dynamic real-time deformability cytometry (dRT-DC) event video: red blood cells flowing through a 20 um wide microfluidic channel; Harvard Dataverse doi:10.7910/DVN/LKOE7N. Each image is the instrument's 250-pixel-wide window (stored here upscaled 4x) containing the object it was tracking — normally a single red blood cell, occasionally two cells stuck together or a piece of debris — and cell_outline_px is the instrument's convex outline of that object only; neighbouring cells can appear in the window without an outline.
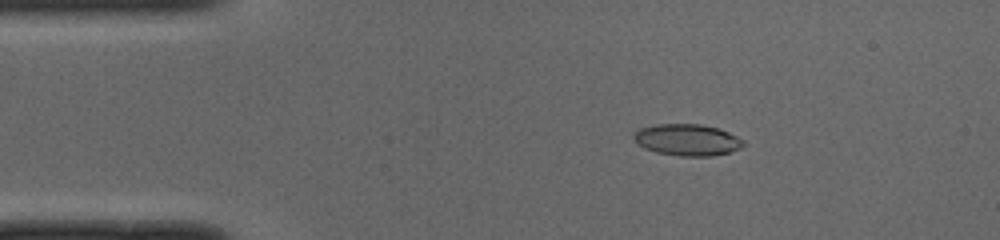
{"species": "common noctule bat (a hibernating species)", "species_latin": "Nyctalus noctula", "temperature_condition": "cold", "stored_images_in_passage": 50, "camera_frame_rate_fps": 3000, "um_per_image_px": 0.085, "animal": {"sex": "male", "body_mass_g": 19.0, "forearm_length_mm": 50.8}, "frame": {"image": 1, "passage_image": 8, "time_ms": 2.333, "image_size_px": [1000, 240], "cell_outline_px": [[744, 144], [740, 148], [728, 152], [712, 156], [680, 156], [656, 152], [644, 148], [636, 144], [632, 140], [632, 136], [640, 128], [656, 124], [700, 124], [720, 128], [744, 140]], "centroid_in_image_um": [58.38, 11.88], "position_along_channel_um": 26.6, "area_um2": 20.29}}
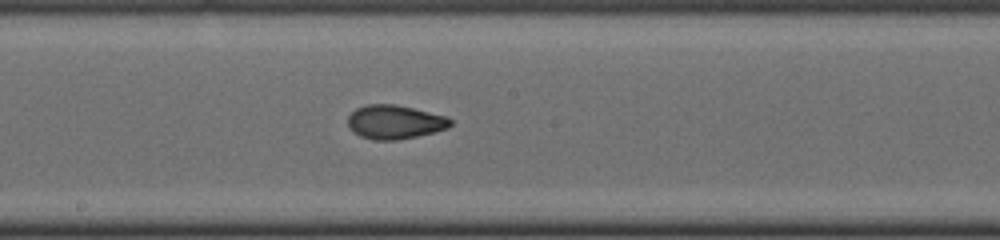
{"frame": {"image": 2, "passage_image": 26, "time_ms": 8.333, "image_size_px": [1000, 240], "cell_outline_px": [[452, 124], [448, 128], [416, 136], [396, 140], [376, 140], [360, 136], [352, 132], [348, 124], [348, 116], [356, 108], [368, 104], [396, 104], [448, 116], [452, 120]], "centroid_in_image_um": [33.56, 10.36], "position_along_channel_um": 214.6, "area_um2": 20.29}}
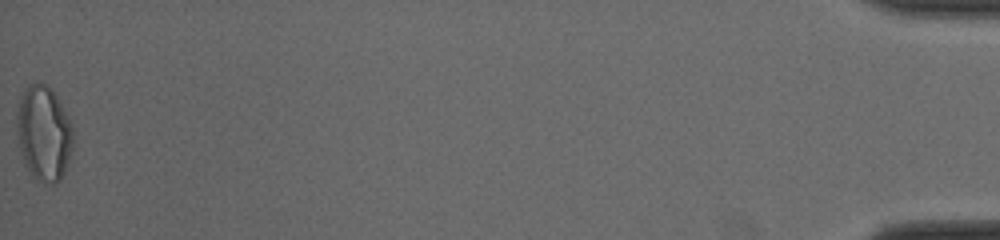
{"frame": {"image": 3, "passage_image": 50, "time_ms": 16.333, "image_size_px": [1000, 240], "cell_outline_px": [[72, 148], [68, 164], [60, 180], [56, 184], [44, 184], [36, 180], [24, 164], [20, 148], [16, 128], [16, 112], [24, 88], [28, 84], [36, 80], [48, 84], [56, 92], [72, 124]], "centroid_in_image_um": [3.72, 11.29], "position_along_channel_um": 431.5, "area_um2": 31.91}, "authors_computed_cell_mechanics": {"area_um2": 20.1144, "velocity_mm_per_s": 4.0029, "shape_relaxation_time_tau1_ms": 9.2263, "shape_relaxation_time_tau2_ms": 1.5586, "deformation_change_tau1": 0.2612, "deformation_change_tau2": 0.0636}}